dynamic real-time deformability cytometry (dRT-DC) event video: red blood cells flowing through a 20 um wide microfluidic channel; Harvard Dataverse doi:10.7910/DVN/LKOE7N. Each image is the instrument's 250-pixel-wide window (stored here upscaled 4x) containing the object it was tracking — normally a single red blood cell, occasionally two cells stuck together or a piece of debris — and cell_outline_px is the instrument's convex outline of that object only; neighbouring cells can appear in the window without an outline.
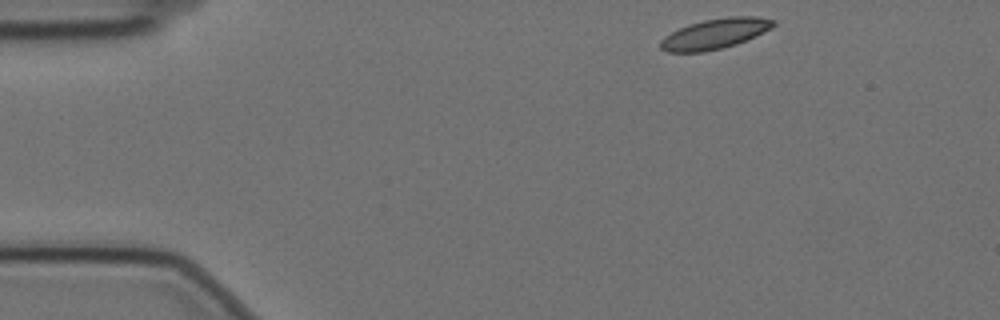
{"species": "Egyptian fruit bat (a non-hibernating species)", "species_latin": "Rousettus aegyptiacus", "temperature_condition": "cold", "stored_images_in_passage": 51, "camera_frame_rate_fps": 3000, "um_per_image_px": 0.085, "animal": {"sex": "female"}, "frame": {"image": 1, "passage_image": 1, "time_ms": 0.0, "image_size_px": [1000, 320], "cell_outline_px": [[776, 24], [756, 36], [736, 44], [704, 52], [668, 52], [660, 48], [660, 40], [664, 36], [688, 24], [704, 20], [728, 16], [756, 16], [776, 20]], "centroid_in_image_um": [60.77, 2.86], "position_along_channel_um": 24.2, "area_um2": 19.83}}
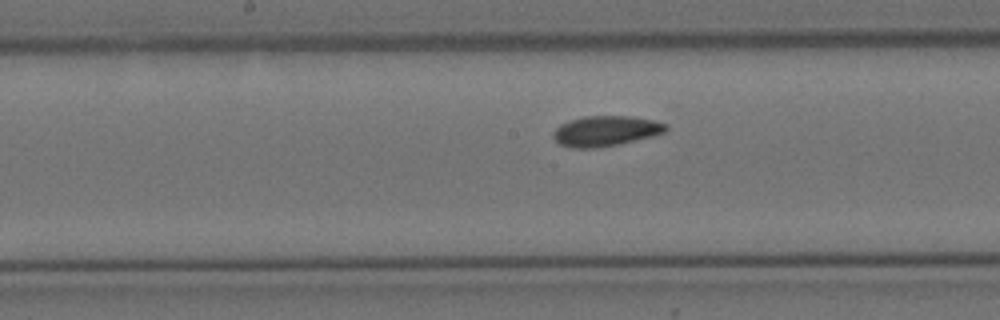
{"frame": {"image": 2, "passage_image": 22, "time_ms": 7.0, "image_size_px": [1000, 320], "cell_outline_px": [[668, 128], [664, 132], [652, 136], [620, 144], [596, 148], [572, 148], [560, 144], [552, 136], [552, 132], [560, 124], [568, 120], [584, 116], [632, 116], [656, 120], [668, 124]], "centroid_in_image_um": [51.48, 11.12], "position_along_channel_um": 196.7, "area_um2": 20.11}}
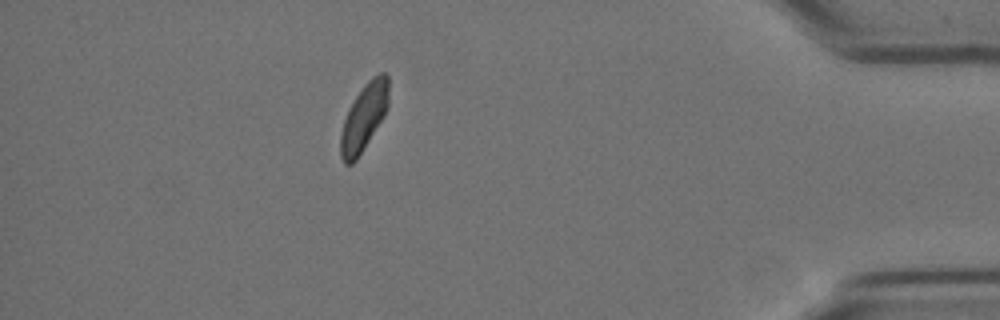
{"frame": {"image": 3, "passage_image": 44, "time_ms": 14.333, "image_size_px": [1000, 320], "cell_outline_px": [[388, 108], [384, 116], [356, 160], [352, 164], [344, 164], [340, 156], [340, 136], [344, 120], [348, 108], [364, 84], [372, 76], [380, 72], [384, 72], [388, 76]], "centroid_in_image_um": [30.93, 9.95], "position_along_channel_um": 404.3, "area_um2": 18.73}, "authors_computed_cell_mechanics": {"area_um2": 19.4786, "velocity_mm_per_s": 3.4766, "shape_relaxation_time_tau1_ms": 9.6552, "shape_relaxation_time_tau2_ms": null, "deformation_change_tau1": 0.1386, "deformation_change_tau2": null}}